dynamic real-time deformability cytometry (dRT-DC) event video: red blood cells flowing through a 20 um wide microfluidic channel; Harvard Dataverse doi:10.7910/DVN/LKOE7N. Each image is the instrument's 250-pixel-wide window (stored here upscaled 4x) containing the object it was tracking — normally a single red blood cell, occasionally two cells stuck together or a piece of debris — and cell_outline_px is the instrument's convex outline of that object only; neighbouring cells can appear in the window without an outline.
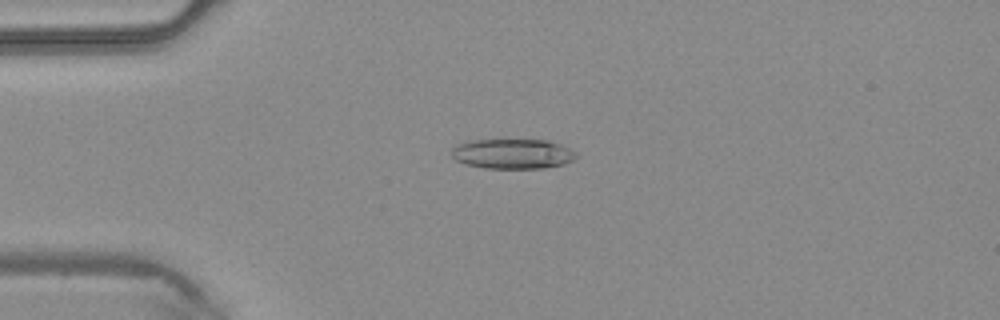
{"species": "common noctule bat (a hibernating species)", "species_latin": "Nyctalus noctula", "temperature_condition": "warm", "stored_images_in_passage": 3, "camera_frame_rate_fps": 3000, "um_per_image_px": 0.085, "animal": {"sex": "male", "body_mass_g": 20.4}, "frame": {"image": 1, "passage_image": 3, "time_ms": 0.667, "image_size_px": [1000, 320], "cell_outline_px": [[576, 156], [572, 160], [564, 164], [544, 168], [484, 168], [464, 164], [456, 160], [452, 156], [452, 148], [456, 144], [468, 140], [544, 140], [560, 144], [576, 152]], "centroid_in_image_um": [43.53, 13.07], "position_along_channel_um": 41.5, "area_um2": 21.73}}